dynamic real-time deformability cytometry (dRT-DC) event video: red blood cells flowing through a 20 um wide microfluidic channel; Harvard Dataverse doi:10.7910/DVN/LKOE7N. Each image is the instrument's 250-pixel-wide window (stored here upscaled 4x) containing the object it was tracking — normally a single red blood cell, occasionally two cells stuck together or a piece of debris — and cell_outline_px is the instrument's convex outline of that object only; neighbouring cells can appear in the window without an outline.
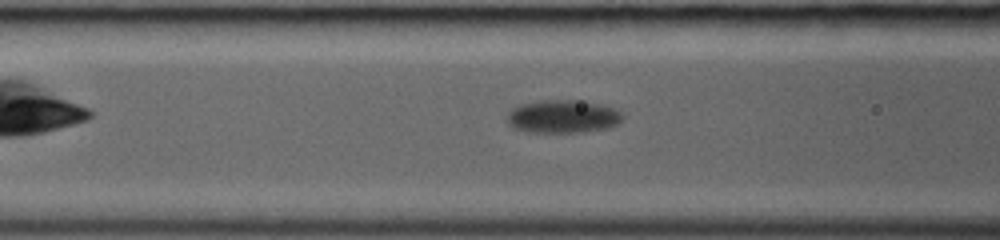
{"species": "common noctule bat (a hibernating species)", "species_latin": "Nyctalus noctula", "temperature_condition": "room temperature", "stored_images_in_passage": 7, "camera_frame_rate_fps": 3000, "um_per_image_px": 0.085, "animal": {"sex": "female", "body_mass_g": 19.0, "forearm_length_mm": 53.3}, "frame": {"image": 1, "passage_image": 6, "time_ms": 1.667, "image_size_px": [1000, 240], "cell_outline_px": [[624, 116], [616, 124], [608, 128], [580, 132], [528, 132], [512, 128], [508, 124], [508, 112], [512, 108], [520, 104], [536, 100], [576, 100], [600, 104], [612, 108], [620, 112]], "centroid_in_image_um": [47.79, 9.9], "position_along_channel_um": 118.8, "area_um2": 22.25}}